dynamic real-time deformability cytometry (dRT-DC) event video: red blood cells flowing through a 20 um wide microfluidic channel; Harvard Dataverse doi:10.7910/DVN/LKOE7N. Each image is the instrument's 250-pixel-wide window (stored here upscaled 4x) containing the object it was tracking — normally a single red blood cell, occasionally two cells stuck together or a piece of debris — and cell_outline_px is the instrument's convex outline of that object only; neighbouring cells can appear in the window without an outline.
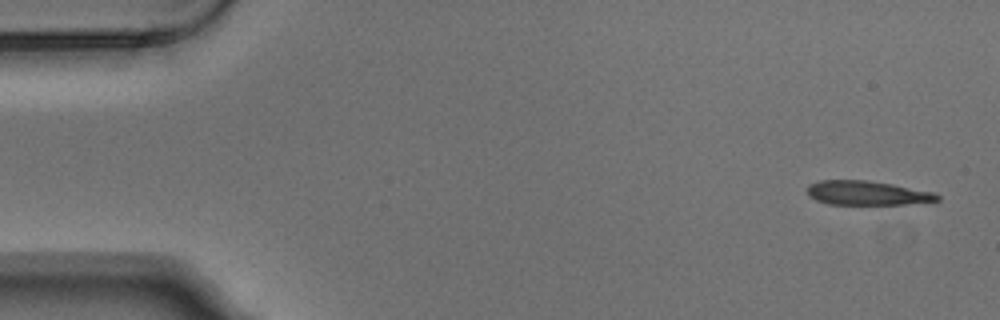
{"species": "Egyptian fruit bat (a non-hibernating species)", "species_latin": "Rousettus aegyptiacus", "temperature_condition": "warm", "stored_images_in_passage": 8, "camera_frame_rate_fps": 3000, "um_per_image_px": 0.085, "animal": {"sex": "male"}, "frame": {"image": 1, "passage_image": 1, "time_ms": 0.0, "image_size_px": [1000, 320], "cell_outline_px": [[940, 200], [904, 204], [828, 204], [816, 200], [808, 196], [808, 184], [820, 180], [868, 180], [892, 184], [936, 192], [940, 196]], "centroid_in_image_um": [73.7, 16.4], "position_along_channel_um": 11.3, "area_um2": 18.38}}
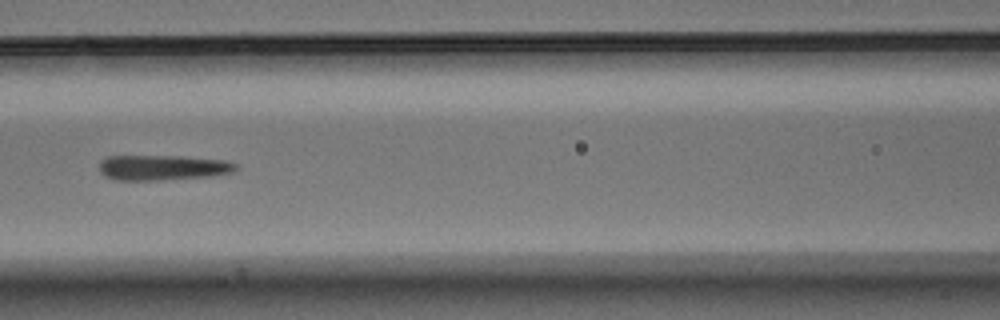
{"frame": {"image": 2, "passage_image": 6, "time_ms": 1.667, "image_size_px": [1000, 320], "cell_outline_px": [[240, 168], [232, 172], [212, 176], [160, 180], [116, 180], [104, 176], [100, 172], [100, 160], [108, 156], [184, 156], [224, 160], [236, 164]], "centroid_in_image_um": [13.83, 14.24], "position_along_channel_um": 152.8, "area_um2": 20.23}}
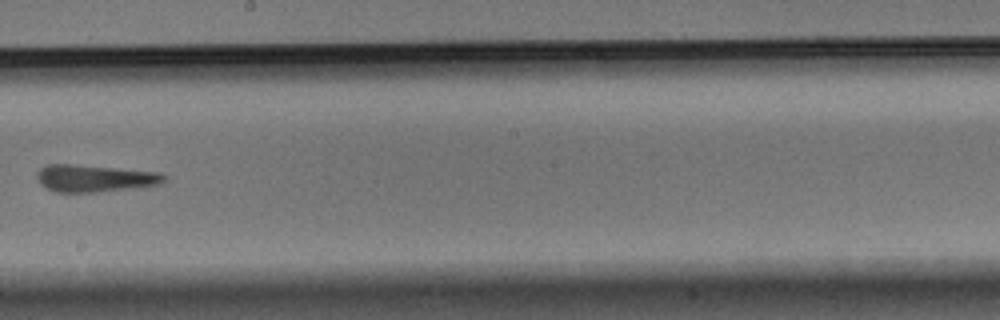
{"frame": {"image": 3, "passage_image": 8, "time_ms": 2.333, "image_size_px": [1000, 320], "cell_outline_px": [[168, 176], [160, 184], [140, 188], [96, 192], [56, 192], [40, 184], [36, 176], [36, 172], [40, 168], [48, 164], [72, 164], [160, 172]], "centroid_in_image_um": [8.07, 15.16], "position_along_channel_um": 240.1, "area_um2": 20.29}}